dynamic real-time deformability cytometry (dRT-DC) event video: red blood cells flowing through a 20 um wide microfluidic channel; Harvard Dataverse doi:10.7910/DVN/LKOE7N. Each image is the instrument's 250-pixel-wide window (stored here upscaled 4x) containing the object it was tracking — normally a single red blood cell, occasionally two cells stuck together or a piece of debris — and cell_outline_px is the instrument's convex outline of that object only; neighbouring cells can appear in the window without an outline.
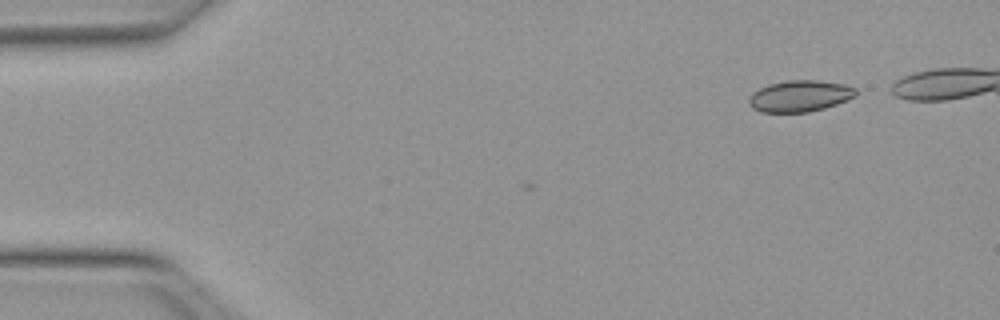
{"species": "Egyptian fruit bat (a non-hibernating species)", "species_latin": "Rousettus aegyptiacus", "temperature_condition": "warm", "stored_images_in_passage": 5, "camera_frame_rate_fps": 3000, "um_per_image_px": 0.085, "animal": {"sex": "female"}, "frame": {"image": 1, "passage_image": 1, "time_ms": 0.0, "image_size_px": [1000, 320], "cell_outline_px": [[856, 96], [848, 100], [824, 108], [808, 112], [760, 112], [752, 108], [748, 104], [748, 96], [752, 92], [768, 84], [784, 80], [816, 80], [844, 84], [856, 88]], "centroid_in_image_um": [67.95, 8.16], "position_along_channel_um": 17.0, "area_um2": 19.77}}